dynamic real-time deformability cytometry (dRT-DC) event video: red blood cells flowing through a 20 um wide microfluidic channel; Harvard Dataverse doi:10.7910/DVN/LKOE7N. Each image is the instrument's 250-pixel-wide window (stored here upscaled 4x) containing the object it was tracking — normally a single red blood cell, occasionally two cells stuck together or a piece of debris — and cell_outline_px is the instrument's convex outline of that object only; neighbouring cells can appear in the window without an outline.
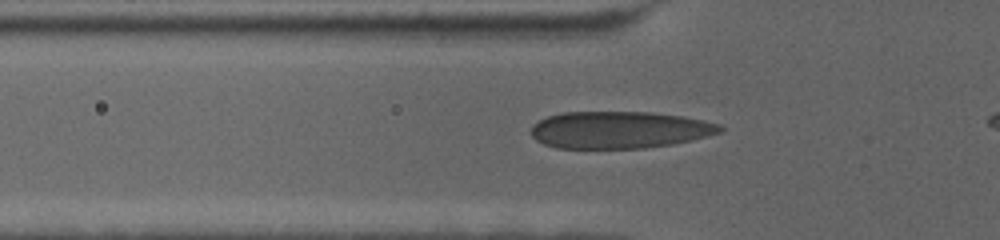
{"species": "human", "species_latin": "Homo sapiens", "temperature_condition": "cold", "stored_images_in_passage": 48, "camera_frame_rate_fps": 3000, "um_per_image_px": 0.085, "donor": {"sex": "female"}, "frame": {"image": 1, "passage_image": 10, "time_ms": 3.0, "image_size_px": [1000, 240], "cell_outline_px": [[724, 128], [720, 132], [692, 140], [672, 144], [644, 148], [556, 148], [544, 144], [536, 140], [532, 136], [532, 124], [548, 116], [564, 112], [652, 112], [684, 116], [720, 124]], "centroid_in_image_um": [52.65, 11.03], "position_along_channel_um": 73.2, "area_um2": 40.81}}
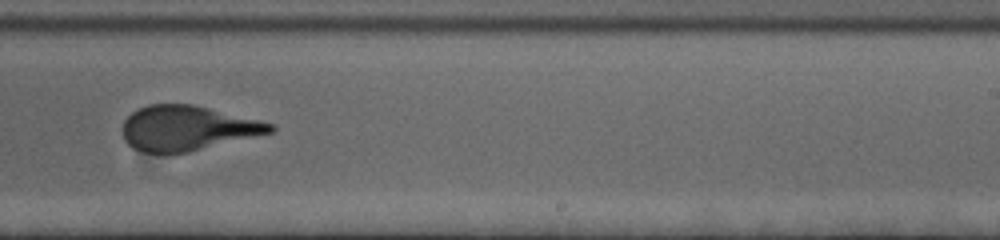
{"frame": {"image": 2, "passage_image": 30, "time_ms": 9.667, "image_size_px": [1000, 240], "cell_outline_px": [[276, 128], [272, 132], [188, 152], [144, 152], [132, 148], [124, 140], [124, 120], [132, 112], [148, 104], [192, 104], [272, 124]], "centroid_in_image_um": [15.88, 10.89], "position_along_channel_um": 273.1, "area_um2": 37.8}}
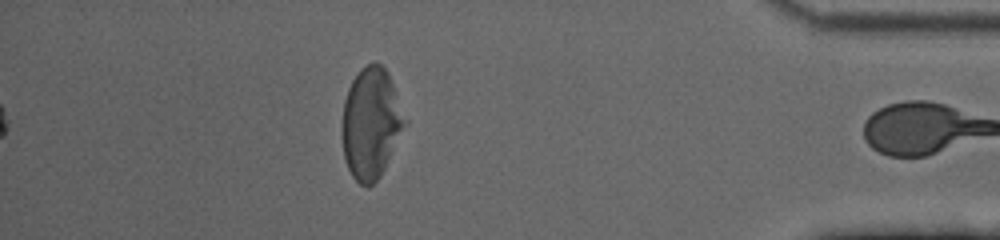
{"frame": {"image": 3, "passage_image": 47, "time_ms": 15.333, "image_size_px": [1000, 240], "cell_outline_px": [[408, 124], [380, 176], [368, 188], [360, 184], [352, 176], [344, 160], [340, 136], [340, 124], [344, 100], [348, 88], [352, 80], [360, 68], [368, 64], [380, 64], [388, 72], [408, 120]], "centroid_in_image_um": [31.52, 10.5], "position_along_channel_um": 403.7, "area_um2": 41.44}}